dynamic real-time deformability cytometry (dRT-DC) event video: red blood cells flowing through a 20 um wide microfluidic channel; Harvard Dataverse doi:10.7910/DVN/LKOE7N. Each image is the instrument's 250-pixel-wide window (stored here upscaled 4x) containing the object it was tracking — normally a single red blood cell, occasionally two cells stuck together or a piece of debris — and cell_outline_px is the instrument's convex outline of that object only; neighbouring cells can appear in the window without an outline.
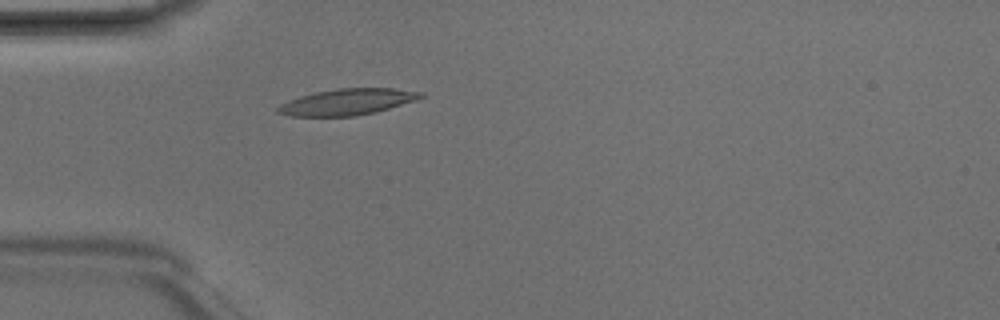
{"species": "Egyptian fruit bat (a non-hibernating species)", "species_latin": "Rousettus aegyptiacus", "temperature_condition": "room temperature", "stored_images_in_passage": 2, "camera_frame_rate_fps": 3000, "um_per_image_px": 0.085, "animal": {"sex": "male"}, "frame": {"image": 1, "passage_image": 2, "time_ms": 0.333, "image_size_px": [1000, 320], "cell_outline_px": [[424, 96], [416, 100], [376, 112], [356, 116], [288, 116], [276, 112], [276, 108], [280, 104], [288, 100], [300, 96], [316, 92], [340, 88], [392, 88], [424, 92]], "centroid_in_image_um": [29.51, 8.66], "position_along_channel_um": 55.5, "area_um2": 21.85}}